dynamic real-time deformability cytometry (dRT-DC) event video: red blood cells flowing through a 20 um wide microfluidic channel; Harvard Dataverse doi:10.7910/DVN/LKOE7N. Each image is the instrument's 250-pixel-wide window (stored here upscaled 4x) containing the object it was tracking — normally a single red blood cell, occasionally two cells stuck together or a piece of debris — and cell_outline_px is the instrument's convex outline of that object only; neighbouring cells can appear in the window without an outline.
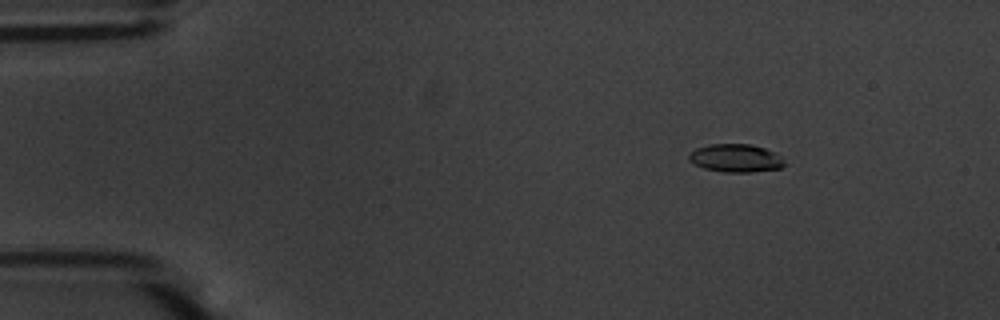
{"species": "common noctule bat (a hibernating species)", "species_latin": "Nyctalus noctula", "temperature_condition": "warm", "stored_images_in_passage": 55, "camera_frame_rate_fps": 3000, "um_per_image_px": 0.085, "animal": {"sex": "male", "body_mass_g": 20.1, "forearm_length_mm": 53.5}, "frame": {"image": 1, "passage_image": 8, "time_ms": 2.333, "image_size_px": [1000, 320], "cell_outline_px": [[788, 164], [780, 168], [752, 172], [724, 172], [704, 168], [688, 160], [688, 156], [696, 148], [708, 144], [752, 144], [764, 148], [780, 156]], "centroid_in_image_um": [62.55, 13.44], "position_along_channel_um": 22.4, "area_um2": 15.61}}
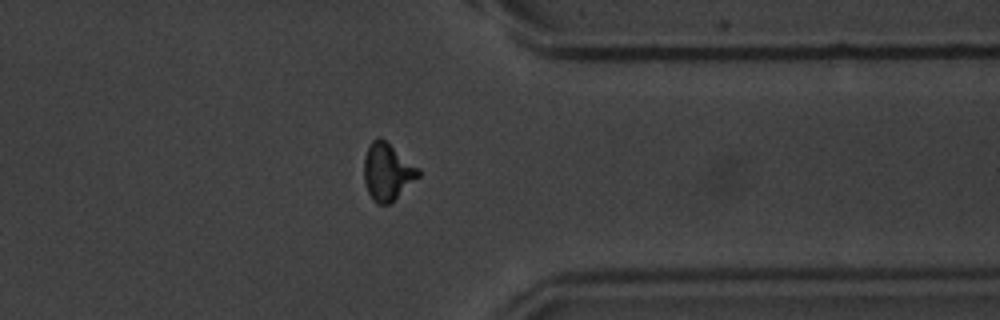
{"frame": {"image": 2, "passage_image": 44, "time_ms": 14.333, "image_size_px": [1000, 320], "cell_outline_px": [[420, 176], [388, 204], [376, 204], [372, 200], [368, 192], [364, 180], [364, 156], [372, 140], [376, 136], [380, 136], [420, 168]], "centroid_in_image_um": [32.92, 14.58], "position_along_channel_um": 378.5, "area_um2": 18.09}}
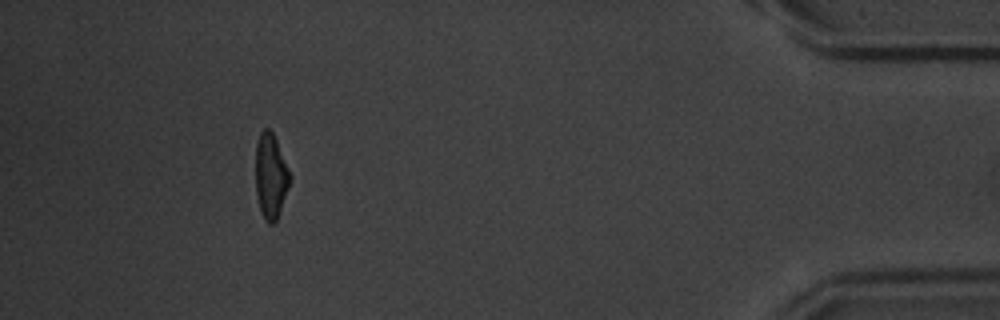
{"frame": {"image": 3, "passage_image": 51, "time_ms": 16.667, "image_size_px": [1000, 320], "cell_outline_px": [[292, 176], [288, 188], [276, 220], [272, 224], [268, 224], [264, 220], [260, 212], [256, 192], [256, 144], [260, 132], [264, 128], [268, 128], [272, 132], [276, 140]], "centroid_in_image_um": [23.0, 14.97], "position_along_channel_um": 412.2, "area_um2": 16.94}, "authors_computed_cell_mechanics": {"area_um2": 17.1088, "velocity_mm_per_s": 3.6934, "shape_relaxation_time_tau1_ms": 3.2902, "shape_relaxation_time_tau2_ms": 2.0, "deformation_change_tau1": 0.1557, "deformation_change_tau2": 0.0838}}